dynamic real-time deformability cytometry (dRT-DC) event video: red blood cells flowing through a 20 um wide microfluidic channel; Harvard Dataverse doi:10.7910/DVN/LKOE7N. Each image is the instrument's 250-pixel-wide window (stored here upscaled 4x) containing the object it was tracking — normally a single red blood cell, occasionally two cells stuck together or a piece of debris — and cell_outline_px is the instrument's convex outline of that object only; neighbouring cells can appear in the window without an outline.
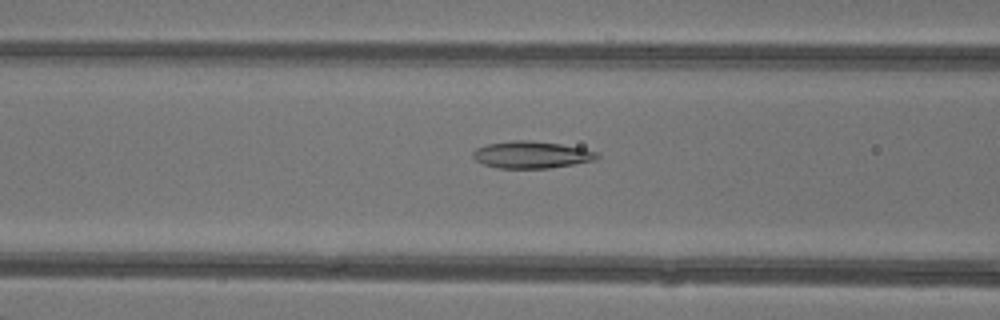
{"species": "common noctule bat (a hibernating species)", "species_latin": "Nyctalus noctula", "temperature_condition": "warm", "stored_images_in_passage": 37, "camera_frame_rate_fps": 3000, "um_per_image_px": 0.085, "animal": {"sex": "female"}, "frame": {"image": 1, "passage_image": 9, "time_ms": 2.667, "image_size_px": [1000, 320], "cell_outline_px": [[600, 156], [596, 160], [548, 168], [496, 168], [484, 164], [476, 160], [472, 156], [472, 152], [476, 148], [488, 144], [512, 140], [532, 140], [560, 144], [584, 148], [596, 152]], "centroid_in_image_um": [45.17, 13.15], "position_along_channel_um": 121.4, "area_um2": 19.54}}
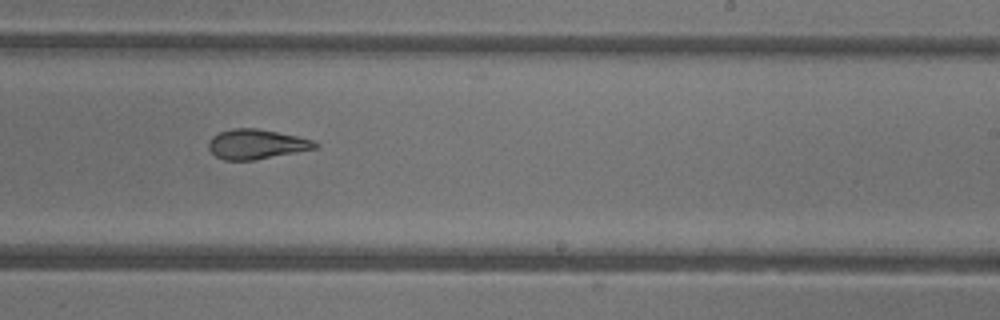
{"frame": {"image": 2, "passage_image": 19, "time_ms": 6.0, "image_size_px": [1000, 320], "cell_outline_px": [[320, 144], [316, 148], [296, 152], [252, 160], [224, 160], [216, 156], [208, 148], [208, 140], [212, 136], [220, 132], [232, 128], [256, 128], [316, 140]], "centroid_in_image_um": [21.78, 12.25], "position_along_channel_um": 267.2, "area_um2": 18.38}}
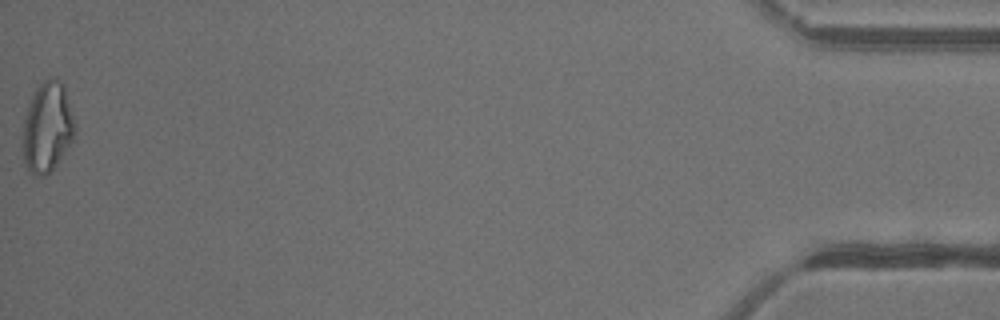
{"frame": {"image": 3, "passage_image": 37, "time_ms": 12.0, "image_size_px": [1000, 320], "cell_outline_px": [[76, 136], [56, 164], [44, 176], [36, 176], [28, 168], [24, 160], [20, 144], [20, 140], [24, 120], [28, 104], [36, 88], [48, 76], [60, 80], [64, 84], [76, 128]], "centroid_in_image_um": [4.01, 10.8], "position_along_channel_um": 431.2, "area_um2": 27.69}, "authors_computed_cell_mechanics": {"area_um2": 20.1144, "velocity_mm_per_s": 4.3764, "shape_relaxation_time_tau1_ms": null, "shape_relaxation_time_tau2_ms": 2.1066, "deformation_change_tau1": null, "deformation_change_tau2": 0.0922}}